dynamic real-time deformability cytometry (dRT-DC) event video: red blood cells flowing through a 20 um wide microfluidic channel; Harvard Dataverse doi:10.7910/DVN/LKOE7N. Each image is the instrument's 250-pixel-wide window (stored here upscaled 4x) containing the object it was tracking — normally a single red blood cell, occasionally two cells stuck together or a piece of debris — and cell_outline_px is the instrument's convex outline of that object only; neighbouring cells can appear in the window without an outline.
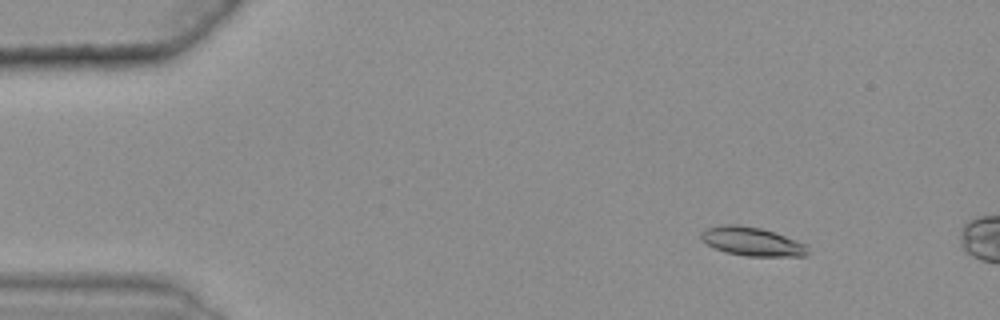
{"species": "common noctule bat (a hibernating species)", "species_latin": "Nyctalus noctula", "temperature_condition": "warm", "stored_images_in_passage": 17, "camera_frame_rate_fps": 3000, "um_per_image_px": 0.085, "animal": {"sex": "female", "body_mass_g": 25.1}, "frame": {"image": 1, "passage_image": 8, "time_ms": 2.333, "image_size_px": [1000, 320], "cell_outline_px": [[808, 256], [744, 256], [724, 252], [700, 240], [700, 232], [704, 228], [724, 224], [740, 224], [760, 228], [808, 244]], "centroid_in_image_um": [63.89, 20.52], "position_along_channel_um": 21.1, "area_um2": 18.03}}